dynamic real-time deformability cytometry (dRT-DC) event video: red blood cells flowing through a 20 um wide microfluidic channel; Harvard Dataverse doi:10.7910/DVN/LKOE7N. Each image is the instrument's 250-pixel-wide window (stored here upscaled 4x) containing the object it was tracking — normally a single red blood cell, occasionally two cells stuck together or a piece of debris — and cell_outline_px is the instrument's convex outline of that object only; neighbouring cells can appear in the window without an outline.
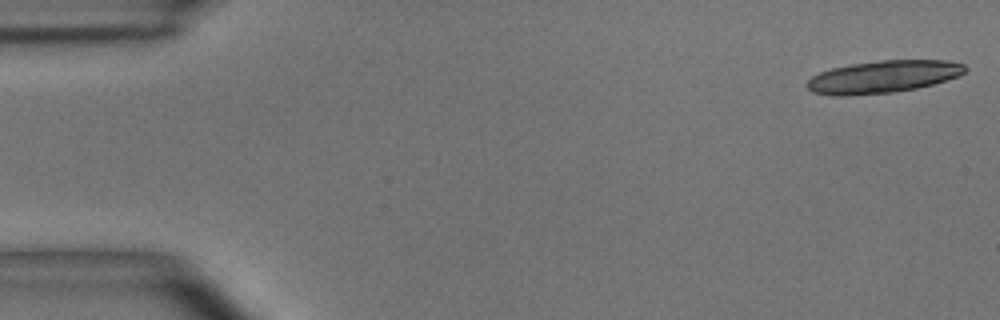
{"species": "common noctule bat (a hibernating species)", "species_latin": "Nyctalus noctula", "temperature_condition": "room temperature", "stored_images_in_passage": 24, "camera_frame_rate_fps": 3000, "um_per_image_px": 0.085, "animal": {"sex": "male", "body_mass_g": 15.6}, "frame": {"image": 1, "passage_image": 1, "time_ms": 0.0, "image_size_px": [1000, 320], "cell_outline_px": [[968, 68], [960, 76], [932, 84], [916, 88], [892, 92], [848, 96], [832, 96], [812, 92], [804, 84], [812, 76], [820, 72], [832, 68], [852, 64], [880, 60], [944, 60], [964, 64]], "centroid_in_image_um": [75.04, 6.53], "position_along_channel_um": 10.0, "area_um2": 29.88}}